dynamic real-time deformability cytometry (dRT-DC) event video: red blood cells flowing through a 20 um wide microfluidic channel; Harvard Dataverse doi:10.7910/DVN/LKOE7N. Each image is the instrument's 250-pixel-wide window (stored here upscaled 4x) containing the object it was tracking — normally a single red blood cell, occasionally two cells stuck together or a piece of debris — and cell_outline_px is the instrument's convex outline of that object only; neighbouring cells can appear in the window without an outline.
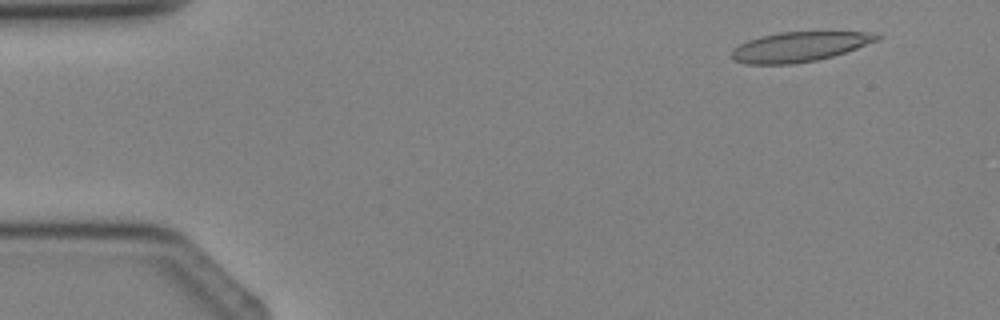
{"species": "Egyptian fruit bat (a non-hibernating species)", "species_latin": "Rousettus aegyptiacus", "temperature_condition": "cold", "stored_images_in_passage": 3, "camera_frame_rate_fps": 3000, "um_per_image_px": 0.085, "animal": {"sex": "female"}, "frame": {"image": 1, "passage_image": 1, "time_ms": 0.0, "image_size_px": [1000, 320], "cell_outline_px": [[880, 40], [832, 56], [816, 60], [792, 64], [744, 64], [736, 60], [732, 56], [732, 52], [740, 44], [748, 40], [760, 36], [780, 32], [868, 32], [880, 36]], "centroid_in_image_um": [67.94, 3.97], "position_along_channel_um": 17.1, "area_um2": 24.85}}